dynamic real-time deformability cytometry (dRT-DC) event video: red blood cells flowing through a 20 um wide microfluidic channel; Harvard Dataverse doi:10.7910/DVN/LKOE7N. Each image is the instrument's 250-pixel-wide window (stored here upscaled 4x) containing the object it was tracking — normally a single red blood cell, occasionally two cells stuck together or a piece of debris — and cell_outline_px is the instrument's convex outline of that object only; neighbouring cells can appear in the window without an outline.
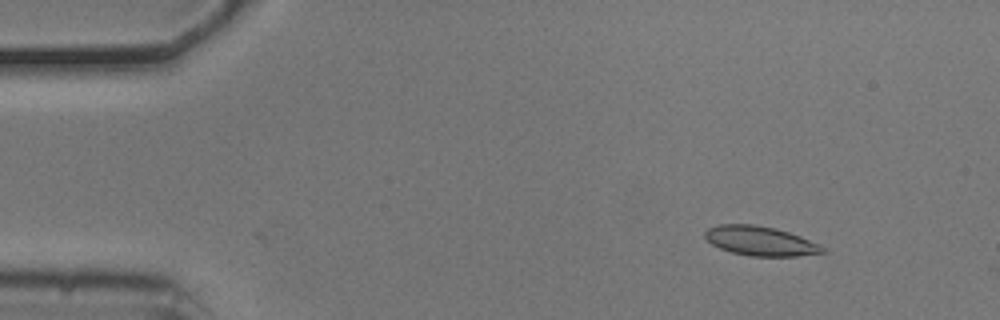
{"species": "common noctule bat (a hibernating species)", "species_latin": "Nyctalus noctula", "temperature_condition": "cold", "stored_images_in_passage": 4, "camera_frame_rate_fps": 3000, "um_per_image_px": 0.085, "animal": {"sex": "male", "body_mass_g": 20.5, "forearm_length_mm": 52.5}, "frame": {"image": 1, "passage_image": 1, "time_ms": 0.0, "image_size_px": [1000, 320], "cell_outline_px": [[828, 252], [796, 256], [752, 256], [732, 252], [720, 248], [712, 244], [704, 236], [704, 232], [708, 228], [720, 224], [752, 224], [776, 228], [800, 236], [820, 244]], "centroid_in_image_um": [64.64, 20.48], "position_along_channel_um": 20.4, "area_um2": 20.11}}